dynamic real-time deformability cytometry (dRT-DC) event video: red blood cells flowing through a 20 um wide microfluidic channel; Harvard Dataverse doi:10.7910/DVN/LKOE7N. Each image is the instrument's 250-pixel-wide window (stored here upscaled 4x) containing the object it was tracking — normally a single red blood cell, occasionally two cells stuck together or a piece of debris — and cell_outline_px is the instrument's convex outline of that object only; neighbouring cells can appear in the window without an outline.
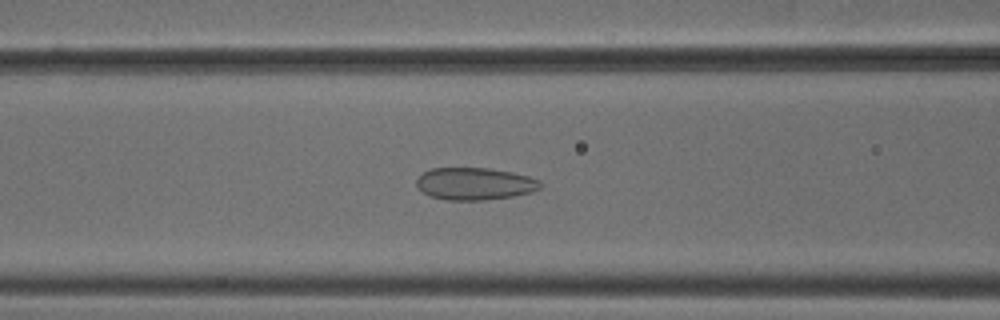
{"species": "common noctule bat (a hibernating species)", "species_latin": "Nyctalus noctula", "temperature_condition": "cold", "stored_images_in_passage": 37, "camera_frame_rate_fps": 3000, "um_per_image_px": 0.085, "animal": {"sex": "male", "body_mass_g": 18.8}, "frame": {"image": 1, "passage_image": 6, "time_ms": 1.667, "image_size_px": [1000, 320], "cell_outline_px": [[544, 184], [540, 188], [532, 192], [512, 196], [484, 200], [448, 200], [428, 196], [420, 192], [416, 184], [416, 180], [424, 172], [432, 168], [488, 168], [512, 172], [528, 176], [540, 180]], "centroid_in_image_um": [40.35, 15.62], "position_along_channel_um": 126.3, "area_um2": 23.47}}
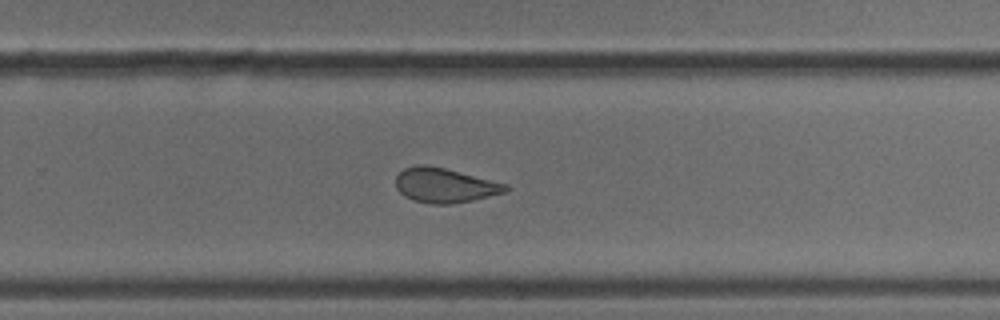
{"frame": {"image": 2, "passage_image": 19, "time_ms": 6.0, "image_size_px": [1000, 320], "cell_outline_px": [[508, 188], [504, 192], [472, 200], [452, 204], [432, 204], [412, 200], [404, 196], [396, 188], [396, 176], [404, 168], [420, 164], [428, 164], [508, 184]], "centroid_in_image_um": [37.76, 15.75], "position_along_channel_um": 292.0, "area_um2": 22.02}}
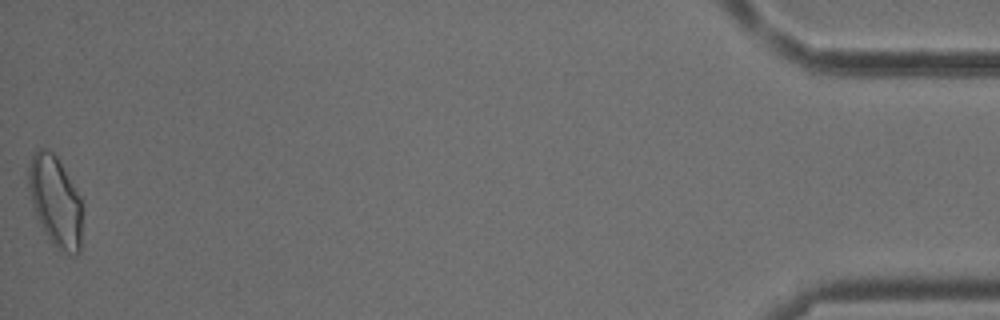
{"frame": {"image": 3, "passage_image": 37, "time_ms": 12.0, "image_size_px": [1000, 320], "cell_outline_px": [[84, 200], [80, 252], [76, 256], [72, 256], [64, 252], [52, 244], [44, 232], [36, 216], [32, 204], [28, 188], [28, 168], [32, 152], [36, 148], [44, 148], [52, 152], [56, 156]], "centroid_in_image_um": [4.74, 17.12], "position_along_channel_um": 430.5, "area_um2": 29.25}, "authors_computed_cell_mechanics": {"area_um2": 22.9466, "velocity_mm_per_s": 3.8307, "shape_relaxation_time_tau1_ms": null, "shape_relaxation_time_tau2_ms": 1.4831, "deformation_change_tau1": null, "deformation_change_tau2": 0.0836}}